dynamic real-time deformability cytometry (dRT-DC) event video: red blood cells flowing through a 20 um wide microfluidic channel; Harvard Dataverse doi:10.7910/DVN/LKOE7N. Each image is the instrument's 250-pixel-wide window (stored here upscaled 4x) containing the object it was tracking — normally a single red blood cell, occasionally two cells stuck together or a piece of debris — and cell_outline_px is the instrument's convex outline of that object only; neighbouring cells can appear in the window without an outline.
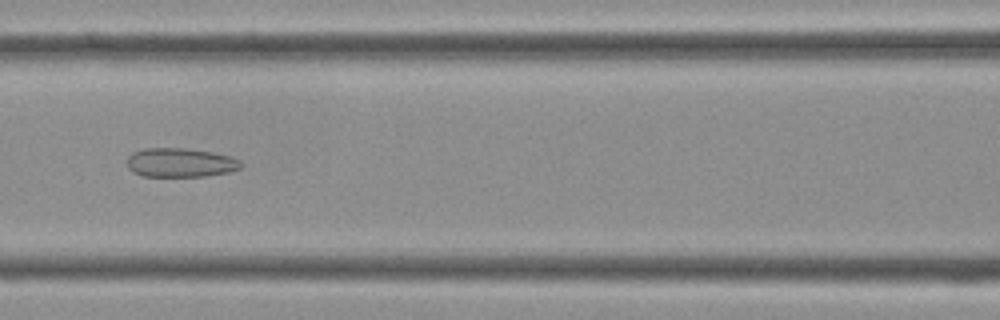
{"species": "Egyptian fruit bat (a non-hibernating species)", "species_latin": "Rousettus aegyptiacus", "temperature_condition": "cold", "stored_images_in_passage": 41, "camera_frame_rate_fps": 3000, "um_per_image_px": 0.085, "frame": {"image": 1, "passage_image": 18, "time_ms": 5.667, "image_size_px": [1000, 320], "cell_outline_px": [[244, 164], [240, 168], [228, 172], [204, 176], [144, 176], [132, 172], [128, 168], [128, 156], [132, 152], [144, 148], [184, 148], [212, 152], [228, 156], [240, 160]], "centroid_in_image_um": [15.31, 13.82], "position_along_channel_um": 151.3, "area_um2": 19.25}}
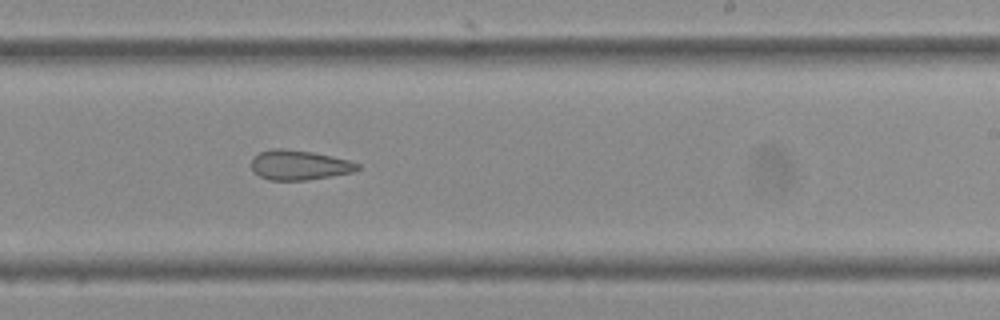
{"frame": {"image": 2, "passage_image": 25, "time_ms": 8.0, "image_size_px": [1000, 320], "cell_outline_px": [[360, 168], [356, 172], [308, 180], [268, 180], [252, 172], [252, 156], [260, 152], [272, 148], [284, 148], [312, 152], [348, 160], [360, 164]], "centroid_in_image_um": [25.42, 14.03], "position_along_channel_um": 263.6, "area_um2": 18.61}}
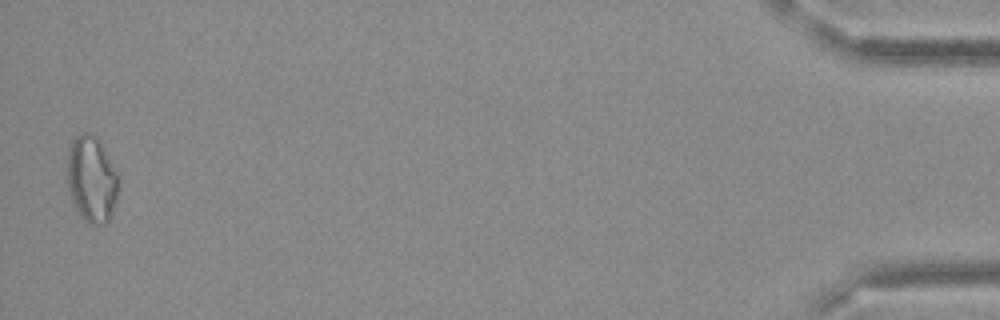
{"frame": {"image": 3, "passage_image": 41, "time_ms": 13.333, "image_size_px": [1000, 320], "cell_outline_px": [[120, 180], [116, 200], [112, 216], [104, 224], [88, 224], [80, 216], [68, 192], [68, 152], [72, 140], [80, 132], [88, 132], [96, 136], [100, 140], [120, 172]], "centroid_in_image_um": [7.84, 15.21], "position_along_channel_um": 427.4, "area_um2": 26.53}}